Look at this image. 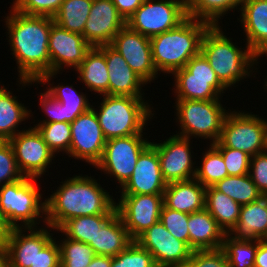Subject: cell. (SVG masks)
<instances>
[{
    "label": "cell",
    "instance_id": "33",
    "mask_svg": "<svg viewBox=\"0 0 267 267\" xmlns=\"http://www.w3.org/2000/svg\"><path fill=\"white\" fill-rule=\"evenodd\" d=\"M244 0H186L188 17L218 26L220 16L241 5Z\"/></svg>",
    "mask_w": 267,
    "mask_h": 267
},
{
    "label": "cell",
    "instance_id": "30",
    "mask_svg": "<svg viewBox=\"0 0 267 267\" xmlns=\"http://www.w3.org/2000/svg\"><path fill=\"white\" fill-rule=\"evenodd\" d=\"M26 108L10 90L0 86V140H9L21 132L16 128L31 114Z\"/></svg>",
    "mask_w": 267,
    "mask_h": 267
},
{
    "label": "cell",
    "instance_id": "5",
    "mask_svg": "<svg viewBox=\"0 0 267 267\" xmlns=\"http://www.w3.org/2000/svg\"><path fill=\"white\" fill-rule=\"evenodd\" d=\"M143 97L103 95L99 111L91 107L98 118L106 140L142 134L147 120L153 117L149 103Z\"/></svg>",
    "mask_w": 267,
    "mask_h": 267
},
{
    "label": "cell",
    "instance_id": "47",
    "mask_svg": "<svg viewBox=\"0 0 267 267\" xmlns=\"http://www.w3.org/2000/svg\"><path fill=\"white\" fill-rule=\"evenodd\" d=\"M39 99L41 100V107L46 112L48 118L39 122L38 124L65 122L64 105H62L47 91L41 93Z\"/></svg>",
    "mask_w": 267,
    "mask_h": 267
},
{
    "label": "cell",
    "instance_id": "14",
    "mask_svg": "<svg viewBox=\"0 0 267 267\" xmlns=\"http://www.w3.org/2000/svg\"><path fill=\"white\" fill-rule=\"evenodd\" d=\"M70 124L71 144L69 157L85 160V162L94 167L101 160L107 141L95 111L90 108Z\"/></svg>",
    "mask_w": 267,
    "mask_h": 267
},
{
    "label": "cell",
    "instance_id": "15",
    "mask_svg": "<svg viewBox=\"0 0 267 267\" xmlns=\"http://www.w3.org/2000/svg\"><path fill=\"white\" fill-rule=\"evenodd\" d=\"M116 203L130 237L136 240L152 225L159 222L163 206V195H121Z\"/></svg>",
    "mask_w": 267,
    "mask_h": 267
},
{
    "label": "cell",
    "instance_id": "12",
    "mask_svg": "<svg viewBox=\"0 0 267 267\" xmlns=\"http://www.w3.org/2000/svg\"><path fill=\"white\" fill-rule=\"evenodd\" d=\"M91 48L83 35L63 29L54 22L51 25L48 44L51 72L44 74L36 83H50L52 77L62 71L65 65L76 69Z\"/></svg>",
    "mask_w": 267,
    "mask_h": 267
},
{
    "label": "cell",
    "instance_id": "32",
    "mask_svg": "<svg viewBox=\"0 0 267 267\" xmlns=\"http://www.w3.org/2000/svg\"><path fill=\"white\" fill-rule=\"evenodd\" d=\"M93 0H64L54 22L73 33L83 35Z\"/></svg>",
    "mask_w": 267,
    "mask_h": 267
},
{
    "label": "cell",
    "instance_id": "51",
    "mask_svg": "<svg viewBox=\"0 0 267 267\" xmlns=\"http://www.w3.org/2000/svg\"><path fill=\"white\" fill-rule=\"evenodd\" d=\"M111 264V256L96 255L88 267H111Z\"/></svg>",
    "mask_w": 267,
    "mask_h": 267
},
{
    "label": "cell",
    "instance_id": "1",
    "mask_svg": "<svg viewBox=\"0 0 267 267\" xmlns=\"http://www.w3.org/2000/svg\"><path fill=\"white\" fill-rule=\"evenodd\" d=\"M9 8L12 10L5 19V25L8 28L10 49L18 64L19 84H34L44 74L51 72L48 44L54 19L26 15L11 6Z\"/></svg>",
    "mask_w": 267,
    "mask_h": 267
},
{
    "label": "cell",
    "instance_id": "42",
    "mask_svg": "<svg viewBox=\"0 0 267 267\" xmlns=\"http://www.w3.org/2000/svg\"><path fill=\"white\" fill-rule=\"evenodd\" d=\"M23 177L11 144L8 140H0V186L18 181Z\"/></svg>",
    "mask_w": 267,
    "mask_h": 267
},
{
    "label": "cell",
    "instance_id": "27",
    "mask_svg": "<svg viewBox=\"0 0 267 267\" xmlns=\"http://www.w3.org/2000/svg\"><path fill=\"white\" fill-rule=\"evenodd\" d=\"M134 240L125 228L121 216L116 213L95 236L90 244L96 255L115 257Z\"/></svg>",
    "mask_w": 267,
    "mask_h": 267
},
{
    "label": "cell",
    "instance_id": "38",
    "mask_svg": "<svg viewBox=\"0 0 267 267\" xmlns=\"http://www.w3.org/2000/svg\"><path fill=\"white\" fill-rule=\"evenodd\" d=\"M61 242L58 244L60 267H88L96 256L93 248L86 243L74 241L67 237Z\"/></svg>",
    "mask_w": 267,
    "mask_h": 267
},
{
    "label": "cell",
    "instance_id": "26",
    "mask_svg": "<svg viewBox=\"0 0 267 267\" xmlns=\"http://www.w3.org/2000/svg\"><path fill=\"white\" fill-rule=\"evenodd\" d=\"M228 235L237 241L267 239V209L264 195L256 201L241 206L239 220Z\"/></svg>",
    "mask_w": 267,
    "mask_h": 267
},
{
    "label": "cell",
    "instance_id": "7",
    "mask_svg": "<svg viewBox=\"0 0 267 267\" xmlns=\"http://www.w3.org/2000/svg\"><path fill=\"white\" fill-rule=\"evenodd\" d=\"M176 113L181 132L176 135L189 138L203 137L210 139L211 144L221 136L222 127L228 112L222 107L219 99L184 100L176 99ZM180 122V123H179Z\"/></svg>",
    "mask_w": 267,
    "mask_h": 267
},
{
    "label": "cell",
    "instance_id": "35",
    "mask_svg": "<svg viewBox=\"0 0 267 267\" xmlns=\"http://www.w3.org/2000/svg\"><path fill=\"white\" fill-rule=\"evenodd\" d=\"M48 85L51 87L49 86L47 88V92L64 105L65 122H73L80 114L88 111L92 107L86 94L77 92L72 85L62 86L58 84L53 87L52 84Z\"/></svg>",
    "mask_w": 267,
    "mask_h": 267
},
{
    "label": "cell",
    "instance_id": "4",
    "mask_svg": "<svg viewBox=\"0 0 267 267\" xmlns=\"http://www.w3.org/2000/svg\"><path fill=\"white\" fill-rule=\"evenodd\" d=\"M222 28L210 26L204 33L201 42V53L208 60L217 78L228 89L245 77H249L250 68L255 66L258 57L246 46L242 48L233 44L224 35Z\"/></svg>",
    "mask_w": 267,
    "mask_h": 267
},
{
    "label": "cell",
    "instance_id": "49",
    "mask_svg": "<svg viewBox=\"0 0 267 267\" xmlns=\"http://www.w3.org/2000/svg\"><path fill=\"white\" fill-rule=\"evenodd\" d=\"M145 0H112L120 15L127 22Z\"/></svg>",
    "mask_w": 267,
    "mask_h": 267
},
{
    "label": "cell",
    "instance_id": "41",
    "mask_svg": "<svg viewBox=\"0 0 267 267\" xmlns=\"http://www.w3.org/2000/svg\"><path fill=\"white\" fill-rule=\"evenodd\" d=\"M188 219L189 214L167 208L163 204L159 222L165 226L171 235L189 246Z\"/></svg>",
    "mask_w": 267,
    "mask_h": 267
},
{
    "label": "cell",
    "instance_id": "20",
    "mask_svg": "<svg viewBox=\"0 0 267 267\" xmlns=\"http://www.w3.org/2000/svg\"><path fill=\"white\" fill-rule=\"evenodd\" d=\"M166 186L157 150L150 144L140 154L132 175L120 192L121 195H163Z\"/></svg>",
    "mask_w": 267,
    "mask_h": 267
},
{
    "label": "cell",
    "instance_id": "13",
    "mask_svg": "<svg viewBox=\"0 0 267 267\" xmlns=\"http://www.w3.org/2000/svg\"><path fill=\"white\" fill-rule=\"evenodd\" d=\"M8 141L23 176L39 179L55 157L35 127L22 130Z\"/></svg>",
    "mask_w": 267,
    "mask_h": 267
},
{
    "label": "cell",
    "instance_id": "39",
    "mask_svg": "<svg viewBox=\"0 0 267 267\" xmlns=\"http://www.w3.org/2000/svg\"><path fill=\"white\" fill-rule=\"evenodd\" d=\"M36 125L35 128L54 154L65 151L69 155L71 144V124L69 122H51Z\"/></svg>",
    "mask_w": 267,
    "mask_h": 267
},
{
    "label": "cell",
    "instance_id": "24",
    "mask_svg": "<svg viewBox=\"0 0 267 267\" xmlns=\"http://www.w3.org/2000/svg\"><path fill=\"white\" fill-rule=\"evenodd\" d=\"M204 187L195 178L168 183L163 193V204L170 209L187 214L205 208Z\"/></svg>",
    "mask_w": 267,
    "mask_h": 267
},
{
    "label": "cell",
    "instance_id": "50",
    "mask_svg": "<svg viewBox=\"0 0 267 267\" xmlns=\"http://www.w3.org/2000/svg\"><path fill=\"white\" fill-rule=\"evenodd\" d=\"M254 267H267V239L259 240Z\"/></svg>",
    "mask_w": 267,
    "mask_h": 267
},
{
    "label": "cell",
    "instance_id": "10",
    "mask_svg": "<svg viewBox=\"0 0 267 267\" xmlns=\"http://www.w3.org/2000/svg\"><path fill=\"white\" fill-rule=\"evenodd\" d=\"M187 17L186 0H145L126 25L151 38L177 27Z\"/></svg>",
    "mask_w": 267,
    "mask_h": 267
},
{
    "label": "cell",
    "instance_id": "9",
    "mask_svg": "<svg viewBox=\"0 0 267 267\" xmlns=\"http://www.w3.org/2000/svg\"><path fill=\"white\" fill-rule=\"evenodd\" d=\"M212 145L238 149L251 157L265 152L264 119L248 112H228L223 123L221 136Z\"/></svg>",
    "mask_w": 267,
    "mask_h": 267
},
{
    "label": "cell",
    "instance_id": "28",
    "mask_svg": "<svg viewBox=\"0 0 267 267\" xmlns=\"http://www.w3.org/2000/svg\"><path fill=\"white\" fill-rule=\"evenodd\" d=\"M90 91L109 95V74L104 53L97 47H92L86 54L85 59L75 69Z\"/></svg>",
    "mask_w": 267,
    "mask_h": 267
},
{
    "label": "cell",
    "instance_id": "16",
    "mask_svg": "<svg viewBox=\"0 0 267 267\" xmlns=\"http://www.w3.org/2000/svg\"><path fill=\"white\" fill-rule=\"evenodd\" d=\"M37 228H13L2 240L5 267H36L37 254L53 239L51 230ZM26 230L29 232L27 235L23 233Z\"/></svg>",
    "mask_w": 267,
    "mask_h": 267
},
{
    "label": "cell",
    "instance_id": "37",
    "mask_svg": "<svg viewBox=\"0 0 267 267\" xmlns=\"http://www.w3.org/2000/svg\"><path fill=\"white\" fill-rule=\"evenodd\" d=\"M259 240L237 241L226 234L223 240L229 267H254Z\"/></svg>",
    "mask_w": 267,
    "mask_h": 267
},
{
    "label": "cell",
    "instance_id": "43",
    "mask_svg": "<svg viewBox=\"0 0 267 267\" xmlns=\"http://www.w3.org/2000/svg\"><path fill=\"white\" fill-rule=\"evenodd\" d=\"M12 8L26 15L54 17L64 0H14Z\"/></svg>",
    "mask_w": 267,
    "mask_h": 267
},
{
    "label": "cell",
    "instance_id": "19",
    "mask_svg": "<svg viewBox=\"0 0 267 267\" xmlns=\"http://www.w3.org/2000/svg\"><path fill=\"white\" fill-rule=\"evenodd\" d=\"M126 60L131 69L147 84L158 74L153 63L150 38L122 28L110 44Z\"/></svg>",
    "mask_w": 267,
    "mask_h": 267
},
{
    "label": "cell",
    "instance_id": "29",
    "mask_svg": "<svg viewBox=\"0 0 267 267\" xmlns=\"http://www.w3.org/2000/svg\"><path fill=\"white\" fill-rule=\"evenodd\" d=\"M241 205L218 191L214 186L206 187L205 209L228 234L239 220Z\"/></svg>",
    "mask_w": 267,
    "mask_h": 267
},
{
    "label": "cell",
    "instance_id": "21",
    "mask_svg": "<svg viewBox=\"0 0 267 267\" xmlns=\"http://www.w3.org/2000/svg\"><path fill=\"white\" fill-rule=\"evenodd\" d=\"M125 26L112 0H93L83 37L92 47L108 45Z\"/></svg>",
    "mask_w": 267,
    "mask_h": 267
},
{
    "label": "cell",
    "instance_id": "3",
    "mask_svg": "<svg viewBox=\"0 0 267 267\" xmlns=\"http://www.w3.org/2000/svg\"><path fill=\"white\" fill-rule=\"evenodd\" d=\"M211 25L187 17L177 27L150 38L151 52L158 73L173 74L201 51L204 33Z\"/></svg>",
    "mask_w": 267,
    "mask_h": 267
},
{
    "label": "cell",
    "instance_id": "6",
    "mask_svg": "<svg viewBox=\"0 0 267 267\" xmlns=\"http://www.w3.org/2000/svg\"><path fill=\"white\" fill-rule=\"evenodd\" d=\"M37 180L24 176L18 181L0 186V208L12 228L35 227L39 224V216L45 220L43 214L45 215L46 202L41 200Z\"/></svg>",
    "mask_w": 267,
    "mask_h": 267
},
{
    "label": "cell",
    "instance_id": "56",
    "mask_svg": "<svg viewBox=\"0 0 267 267\" xmlns=\"http://www.w3.org/2000/svg\"><path fill=\"white\" fill-rule=\"evenodd\" d=\"M264 201H265V206H266V209H267V194L264 195Z\"/></svg>",
    "mask_w": 267,
    "mask_h": 267
},
{
    "label": "cell",
    "instance_id": "36",
    "mask_svg": "<svg viewBox=\"0 0 267 267\" xmlns=\"http://www.w3.org/2000/svg\"><path fill=\"white\" fill-rule=\"evenodd\" d=\"M209 150L202 158L201 166H196L195 179L204 187L213 186L228 176L222 154L210 143Z\"/></svg>",
    "mask_w": 267,
    "mask_h": 267
},
{
    "label": "cell",
    "instance_id": "40",
    "mask_svg": "<svg viewBox=\"0 0 267 267\" xmlns=\"http://www.w3.org/2000/svg\"><path fill=\"white\" fill-rule=\"evenodd\" d=\"M111 267H158L151 253L134 240L125 250L112 257Z\"/></svg>",
    "mask_w": 267,
    "mask_h": 267
},
{
    "label": "cell",
    "instance_id": "34",
    "mask_svg": "<svg viewBox=\"0 0 267 267\" xmlns=\"http://www.w3.org/2000/svg\"><path fill=\"white\" fill-rule=\"evenodd\" d=\"M213 186L241 206L247 205L262 197V194L257 189L249 174L227 176Z\"/></svg>",
    "mask_w": 267,
    "mask_h": 267
},
{
    "label": "cell",
    "instance_id": "25",
    "mask_svg": "<svg viewBox=\"0 0 267 267\" xmlns=\"http://www.w3.org/2000/svg\"><path fill=\"white\" fill-rule=\"evenodd\" d=\"M188 229L193 251L222 248L226 233L205 208L189 214Z\"/></svg>",
    "mask_w": 267,
    "mask_h": 267
},
{
    "label": "cell",
    "instance_id": "55",
    "mask_svg": "<svg viewBox=\"0 0 267 267\" xmlns=\"http://www.w3.org/2000/svg\"><path fill=\"white\" fill-rule=\"evenodd\" d=\"M170 267H192L188 262L184 263V264H178V265H173Z\"/></svg>",
    "mask_w": 267,
    "mask_h": 267
},
{
    "label": "cell",
    "instance_id": "2",
    "mask_svg": "<svg viewBox=\"0 0 267 267\" xmlns=\"http://www.w3.org/2000/svg\"><path fill=\"white\" fill-rule=\"evenodd\" d=\"M91 176L76 175L62 182L45 198V225L58 229L65 221L80 216L115 215V199Z\"/></svg>",
    "mask_w": 267,
    "mask_h": 267
},
{
    "label": "cell",
    "instance_id": "11",
    "mask_svg": "<svg viewBox=\"0 0 267 267\" xmlns=\"http://www.w3.org/2000/svg\"><path fill=\"white\" fill-rule=\"evenodd\" d=\"M150 144L143 139V134L108 139L102 158L95 167L114 176L122 187L132 175L140 154Z\"/></svg>",
    "mask_w": 267,
    "mask_h": 267
},
{
    "label": "cell",
    "instance_id": "17",
    "mask_svg": "<svg viewBox=\"0 0 267 267\" xmlns=\"http://www.w3.org/2000/svg\"><path fill=\"white\" fill-rule=\"evenodd\" d=\"M190 139L173 135L161 143L151 142L157 150L162 176L166 183L195 178L196 166L191 155Z\"/></svg>",
    "mask_w": 267,
    "mask_h": 267
},
{
    "label": "cell",
    "instance_id": "31",
    "mask_svg": "<svg viewBox=\"0 0 267 267\" xmlns=\"http://www.w3.org/2000/svg\"><path fill=\"white\" fill-rule=\"evenodd\" d=\"M114 215L80 216L65 221L57 231L64 233L67 238L90 245L95 240L97 232Z\"/></svg>",
    "mask_w": 267,
    "mask_h": 267
},
{
    "label": "cell",
    "instance_id": "48",
    "mask_svg": "<svg viewBox=\"0 0 267 267\" xmlns=\"http://www.w3.org/2000/svg\"><path fill=\"white\" fill-rule=\"evenodd\" d=\"M60 249L55 239H52L37 254L36 267H60Z\"/></svg>",
    "mask_w": 267,
    "mask_h": 267
},
{
    "label": "cell",
    "instance_id": "53",
    "mask_svg": "<svg viewBox=\"0 0 267 267\" xmlns=\"http://www.w3.org/2000/svg\"><path fill=\"white\" fill-rule=\"evenodd\" d=\"M0 267H5V248L2 240H0Z\"/></svg>",
    "mask_w": 267,
    "mask_h": 267
},
{
    "label": "cell",
    "instance_id": "45",
    "mask_svg": "<svg viewBox=\"0 0 267 267\" xmlns=\"http://www.w3.org/2000/svg\"><path fill=\"white\" fill-rule=\"evenodd\" d=\"M188 263L192 267H229L226 254L222 248L193 251Z\"/></svg>",
    "mask_w": 267,
    "mask_h": 267
},
{
    "label": "cell",
    "instance_id": "23",
    "mask_svg": "<svg viewBox=\"0 0 267 267\" xmlns=\"http://www.w3.org/2000/svg\"><path fill=\"white\" fill-rule=\"evenodd\" d=\"M241 24L246 35L245 45L257 56L267 50V0H244Z\"/></svg>",
    "mask_w": 267,
    "mask_h": 267
},
{
    "label": "cell",
    "instance_id": "52",
    "mask_svg": "<svg viewBox=\"0 0 267 267\" xmlns=\"http://www.w3.org/2000/svg\"><path fill=\"white\" fill-rule=\"evenodd\" d=\"M13 228L7 221V218L2 213V209L0 208V240H3L12 230Z\"/></svg>",
    "mask_w": 267,
    "mask_h": 267
},
{
    "label": "cell",
    "instance_id": "8",
    "mask_svg": "<svg viewBox=\"0 0 267 267\" xmlns=\"http://www.w3.org/2000/svg\"><path fill=\"white\" fill-rule=\"evenodd\" d=\"M173 75L177 99L215 100L220 99L221 94L227 89L201 52L191 58L185 67L176 70Z\"/></svg>",
    "mask_w": 267,
    "mask_h": 267
},
{
    "label": "cell",
    "instance_id": "18",
    "mask_svg": "<svg viewBox=\"0 0 267 267\" xmlns=\"http://www.w3.org/2000/svg\"><path fill=\"white\" fill-rule=\"evenodd\" d=\"M136 241L151 253L158 267L187 263L193 252L185 242L171 235L160 222L148 228Z\"/></svg>",
    "mask_w": 267,
    "mask_h": 267
},
{
    "label": "cell",
    "instance_id": "46",
    "mask_svg": "<svg viewBox=\"0 0 267 267\" xmlns=\"http://www.w3.org/2000/svg\"><path fill=\"white\" fill-rule=\"evenodd\" d=\"M249 176L262 195L267 194V152L256 154L250 159Z\"/></svg>",
    "mask_w": 267,
    "mask_h": 267
},
{
    "label": "cell",
    "instance_id": "54",
    "mask_svg": "<svg viewBox=\"0 0 267 267\" xmlns=\"http://www.w3.org/2000/svg\"><path fill=\"white\" fill-rule=\"evenodd\" d=\"M265 123V147L267 152V121L264 120Z\"/></svg>",
    "mask_w": 267,
    "mask_h": 267
},
{
    "label": "cell",
    "instance_id": "44",
    "mask_svg": "<svg viewBox=\"0 0 267 267\" xmlns=\"http://www.w3.org/2000/svg\"><path fill=\"white\" fill-rule=\"evenodd\" d=\"M221 154L226 165L228 176L249 174L251 156L246 152L228 147H215Z\"/></svg>",
    "mask_w": 267,
    "mask_h": 267
},
{
    "label": "cell",
    "instance_id": "22",
    "mask_svg": "<svg viewBox=\"0 0 267 267\" xmlns=\"http://www.w3.org/2000/svg\"><path fill=\"white\" fill-rule=\"evenodd\" d=\"M105 55L109 74V95L143 97L146 84L110 44L97 46Z\"/></svg>",
    "mask_w": 267,
    "mask_h": 267
}]
</instances>
